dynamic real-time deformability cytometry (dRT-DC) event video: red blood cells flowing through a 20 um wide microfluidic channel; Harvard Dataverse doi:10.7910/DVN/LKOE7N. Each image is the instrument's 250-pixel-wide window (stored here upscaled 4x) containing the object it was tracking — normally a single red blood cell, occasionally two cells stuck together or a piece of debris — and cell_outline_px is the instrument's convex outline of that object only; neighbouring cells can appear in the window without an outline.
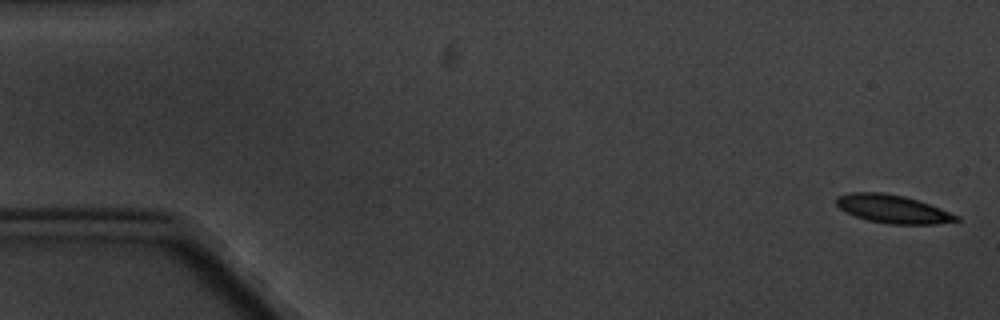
{"species": "common noctule bat (a hibernating species)", "species_latin": "Nyctalus noctula", "temperature_condition": "cold", "stored_images_in_passage": 9, "camera_frame_rate_fps": 3000, "um_per_image_px": 0.085, "animal": {"sex": "male", "body_mass_g": 20.1, "forearm_length_mm": 53.5}, "frame": {"image": 1, "passage_image": 1, "time_ms": 0.0, "image_size_px": [1000, 320], "cell_outline_px": [[960, 220], [936, 224], [888, 224], [868, 220], [844, 212], [836, 204], [836, 196], [848, 192], [880, 192], [904, 196], [928, 204], [960, 216]], "centroid_in_image_um": [75.84, 17.76], "position_along_channel_um": 9.2, "area_um2": 19.65}}
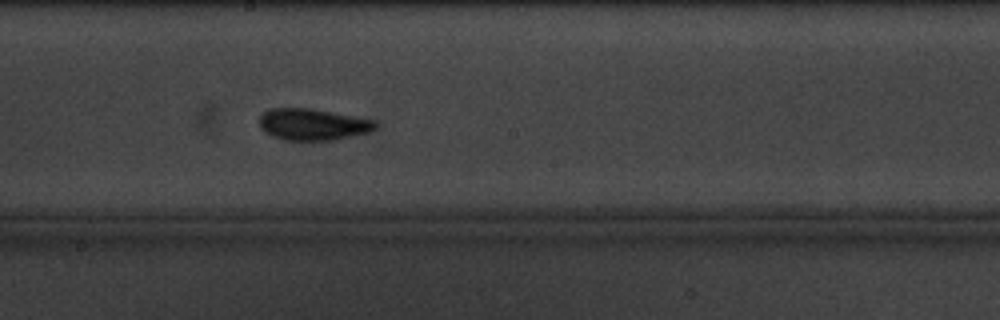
{"frame": {"image": 2, "passage_image": 9, "time_ms": 10.333, "image_size_px": [1000, 320], "cell_outline_px": [[376, 128], [368, 132], [336, 140], [284, 140], [272, 136], [264, 132], [260, 124], [260, 116], [268, 108], [312, 108], [376, 120]], "centroid_in_image_um": [26.58, 10.57], "position_along_channel_um": 221.6, "area_um2": 21.44}}